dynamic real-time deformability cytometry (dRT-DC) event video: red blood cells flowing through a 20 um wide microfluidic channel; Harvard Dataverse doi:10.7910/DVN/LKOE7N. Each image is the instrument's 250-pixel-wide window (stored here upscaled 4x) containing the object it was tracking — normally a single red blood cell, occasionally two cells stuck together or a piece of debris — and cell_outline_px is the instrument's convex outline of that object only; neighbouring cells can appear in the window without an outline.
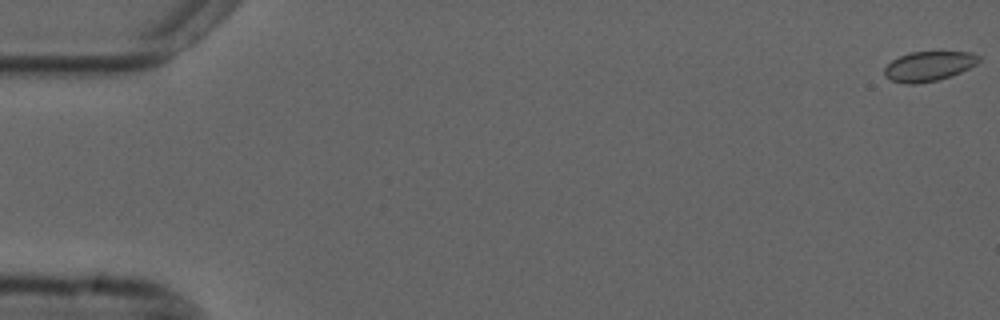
{"species": "common noctule bat (a hibernating species)", "species_latin": "Nyctalus noctula", "temperature_condition": "cold", "stored_images_in_passage": 56, "camera_frame_rate_fps": 3000, "um_per_image_px": 0.085, "animal": {"sex": "male", "forearm_length_mm": 52.5}, "frame": {"image": 1, "passage_image": 1, "time_ms": 0.0, "image_size_px": [1000, 320], "cell_outline_px": [[980, 60], [976, 64], [960, 72], [936, 80], [916, 84], [904, 84], [892, 80], [884, 76], [884, 68], [892, 60], [900, 56], [912, 52], [972, 52], [980, 56]], "centroid_in_image_um": [78.92, 5.62], "position_along_channel_um": 6.1, "area_um2": 16.18}}
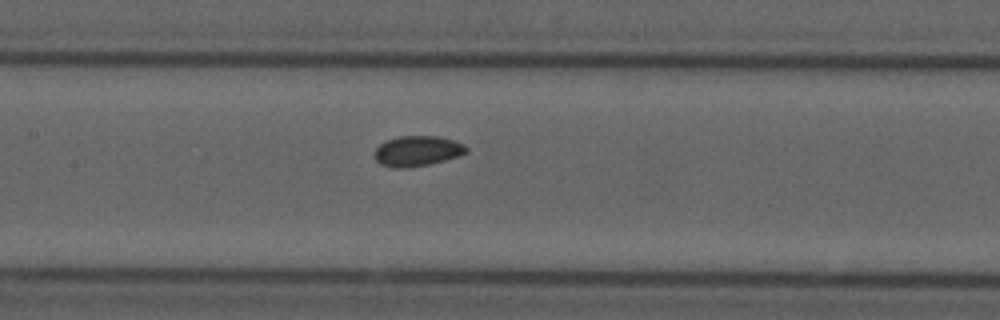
{"frame": {"image": 2, "passage_image": 27, "time_ms": 8.667, "image_size_px": [1000, 320], "cell_outline_px": [[468, 152], [444, 160], [428, 164], [404, 168], [392, 168], [380, 164], [376, 160], [376, 148], [380, 144], [388, 140], [400, 136], [436, 136], [452, 140], [464, 144], [468, 148]], "centroid_in_image_um": [35.47, 12.84], "position_along_channel_um": 171.9, "area_um2": 15.95}}
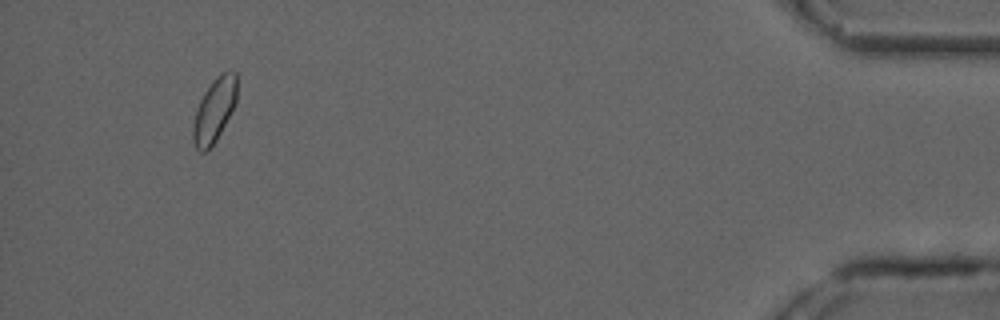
{"frame": {"image": 3, "passage_image": 53, "time_ms": 17.333, "image_size_px": [1000, 320], "cell_outline_px": [[236, 100], [216, 140], [208, 152], [200, 152], [196, 148], [192, 140], [192, 128], [196, 108], [204, 92], [212, 80], [220, 72], [232, 68], [236, 72]], "centroid_in_image_um": [18.19, 9.34], "position_along_channel_um": 417.0, "area_um2": 16.42}, "authors_computed_cell_mechanics": {"area_um2": 16.2129, "velocity_mm_per_s": 3.6778, "shape_relaxation_time_tau1_ms": null, "shape_relaxation_time_tau2_ms": 3.581, "deformation_change_tau1": null, "deformation_change_tau2": 0.0638}}